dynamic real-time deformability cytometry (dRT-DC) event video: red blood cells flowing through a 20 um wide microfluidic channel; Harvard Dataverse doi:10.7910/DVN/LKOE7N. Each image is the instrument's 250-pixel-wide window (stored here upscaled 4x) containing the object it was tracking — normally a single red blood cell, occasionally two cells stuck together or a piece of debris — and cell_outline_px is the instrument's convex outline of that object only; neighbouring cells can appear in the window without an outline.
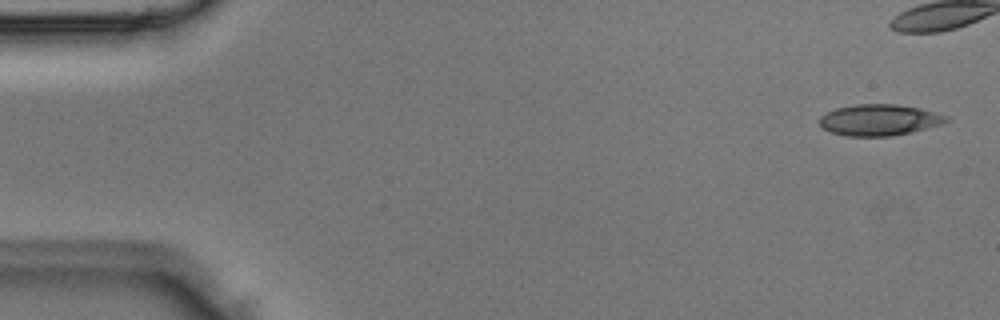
{"species": "Egyptian fruit bat (a non-hibernating species)", "species_latin": "Rousettus aegyptiacus", "temperature_condition": "room temperature", "stored_images_in_passage": 4, "camera_frame_rate_fps": 3000, "um_per_image_px": 0.085, "animal": {"sex": "male"}, "frame": {"image": 1, "passage_image": 1, "time_ms": 0.0, "image_size_px": [1000, 320], "cell_outline_px": [[948, 120], [940, 124], [912, 132], [892, 136], [848, 136], [832, 132], [824, 128], [820, 124], [820, 116], [836, 108], [856, 104], [896, 104], [920, 108], [936, 112], [948, 116]], "centroid_in_image_um": [74.75, 10.19], "position_along_channel_um": 10.2, "area_um2": 22.89}}